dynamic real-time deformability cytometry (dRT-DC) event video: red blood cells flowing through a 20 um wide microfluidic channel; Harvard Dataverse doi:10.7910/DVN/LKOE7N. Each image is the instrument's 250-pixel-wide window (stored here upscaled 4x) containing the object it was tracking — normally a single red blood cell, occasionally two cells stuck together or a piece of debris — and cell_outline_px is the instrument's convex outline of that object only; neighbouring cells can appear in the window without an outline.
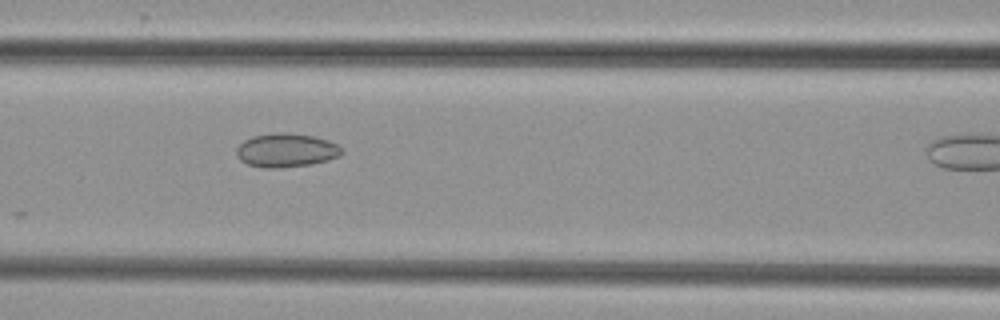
{"species": "common noctule bat (a hibernating species)", "species_latin": "Nyctalus noctula", "temperature_condition": "cold", "stored_images_in_passage": 7, "segment_of_instrument_passage": [1, 2], "camera_frame_rate_fps": 3000, "um_per_image_px": 0.085, "animal": {"sex": "female", "body_mass_g": 29.2, "forearm_length_mm": 56.3}, "frame": {"image": 1, "passage_image": 5, "time_ms": 5.0, "image_size_px": [1000, 320], "cell_outline_px": [[344, 152], [340, 156], [328, 160], [312, 164], [280, 168], [264, 168], [248, 164], [240, 160], [236, 156], [236, 148], [244, 140], [252, 136], [280, 132], [312, 136], [328, 140], [336, 144]], "centroid_in_image_um": [24.31, 12.78], "position_along_channel_um": 142.3, "area_um2": 20.69}}
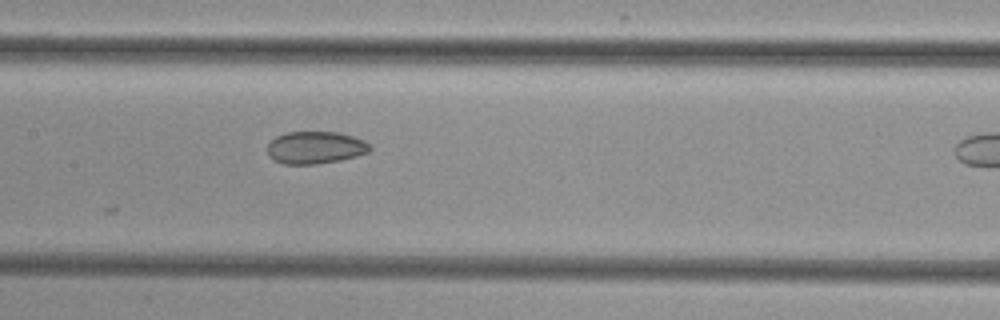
{"frame": {"image": 2, "passage_image": 6, "time_ms": 6.0, "image_size_px": [1000, 320], "cell_outline_px": [[372, 148], [368, 152], [356, 156], [340, 160], [316, 164], [284, 164], [268, 156], [268, 144], [276, 136], [288, 132], [340, 132], [364, 140], [372, 144]], "centroid_in_image_um": [26.84, 12.54], "position_along_channel_um": 180.6, "area_um2": 19.36}}